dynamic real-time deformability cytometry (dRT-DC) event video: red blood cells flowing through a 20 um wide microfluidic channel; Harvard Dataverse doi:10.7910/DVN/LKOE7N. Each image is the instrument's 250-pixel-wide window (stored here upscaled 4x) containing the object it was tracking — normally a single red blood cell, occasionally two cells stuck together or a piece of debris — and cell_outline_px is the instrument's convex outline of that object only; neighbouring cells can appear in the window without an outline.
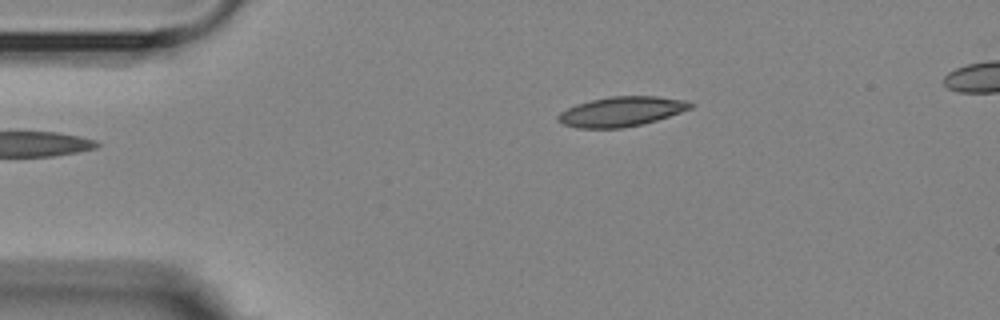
{"species": "Egyptian fruit bat (a non-hibernating species)", "species_latin": "Rousettus aegyptiacus", "temperature_condition": "room temperature", "stored_images_in_passage": 2, "camera_frame_rate_fps": 3000, "um_per_image_px": 0.085, "animal": {"sex": "female"}, "frame": {"image": 1, "passage_image": 2, "time_ms": 1.333, "image_size_px": [1000, 320], "cell_outline_px": [[692, 108], [656, 120], [640, 124], [620, 128], [576, 128], [564, 124], [556, 120], [556, 116], [560, 112], [576, 104], [608, 96], [656, 96], [684, 100], [692, 104]], "centroid_in_image_um": [52.76, 9.48], "position_along_channel_um": 32.2, "area_um2": 22.72}}